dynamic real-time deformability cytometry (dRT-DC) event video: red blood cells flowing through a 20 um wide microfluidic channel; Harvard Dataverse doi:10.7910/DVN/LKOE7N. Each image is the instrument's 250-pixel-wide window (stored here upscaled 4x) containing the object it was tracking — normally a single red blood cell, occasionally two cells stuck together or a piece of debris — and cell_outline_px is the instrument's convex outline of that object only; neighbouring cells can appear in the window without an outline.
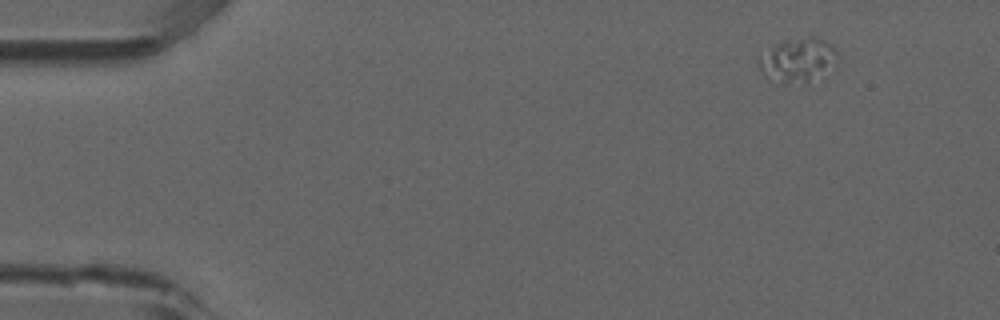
{"species": "common noctule bat (a hibernating species)", "species_latin": "Nyctalus noctula", "temperature_condition": "room temperature", "stored_images_in_passage": 2, "camera_frame_rate_fps": 3000, "um_per_image_px": 0.085, "animal": {"sex": "male", "forearm_length_mm": 52.5}, "frame": {"image": 1, "passage_image": 2, "time_ms": 0.333, "image_size_px": [1000, 320], "cell_outline_px": [[836, 56], [808, 84], [784, 80], [764, 76], [760, 72], [756, 60], [776, 44], [788, 40], [808, 36], [816, 36], [824, 40], [836, 52]], "centroid_in_image_um": [67.71, 5.06], "position_along_channel_um": 17.3, "area_um2": 18.79}}